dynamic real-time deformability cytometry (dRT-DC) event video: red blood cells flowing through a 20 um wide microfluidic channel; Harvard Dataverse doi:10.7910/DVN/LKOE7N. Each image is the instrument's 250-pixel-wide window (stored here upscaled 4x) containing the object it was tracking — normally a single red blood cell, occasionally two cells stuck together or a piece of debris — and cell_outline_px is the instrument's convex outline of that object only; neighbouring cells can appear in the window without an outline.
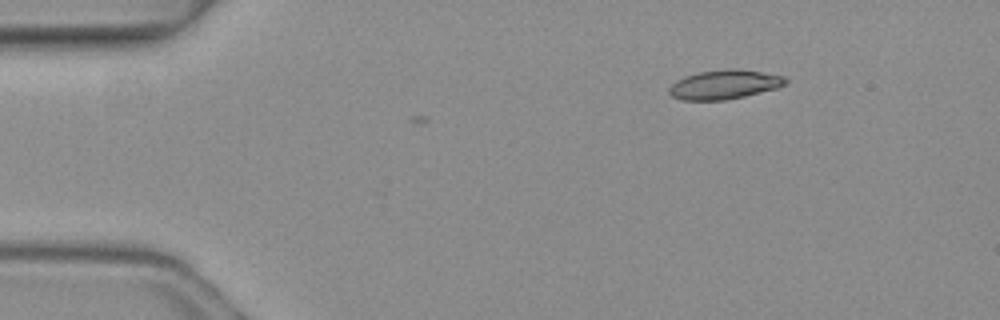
{"species": "common noctule bat (a hibernating species)", "species_latin": "Nyctalus noctula", "temperature_condition": "warm", "stored_images_in_passage": 3, "camera_frame_rate_fps": 3000, "um_per_image_px": 0.085, "animal": {"sex": "female", "body_mass_g": 19.3, "forearm_length_mm": 54.1}, "frame": {"image": 1, "passage_image": 1, "time_ms": 0.0, "image_size_px": [1000, 320], "cell_outline_px": [[788, 80], [784, 84], [776, 88], [744, 96], [724, 100], [684, 100], [672, 96], [668, 92], [668, 88], [676, 80], [684, 76], [700, 72], [728, 68], [736, 68], [784, 76]], "centroid_in_image_um": [61.54, 7.18], "position_along_channel_um": 23.5, "area_um2": 19.65}}
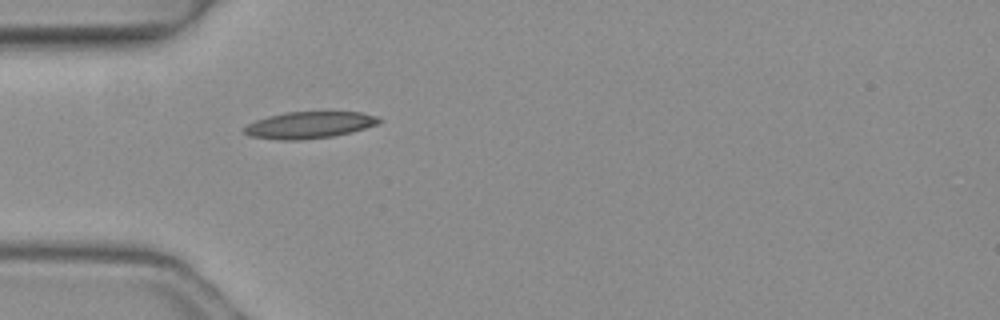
{"frame": {"image": 2, "passage_image": 3, "time_ms": 0.667, "image_size_px": [1000, 320], "cell_outline_px": [[384, 120], [380, 124], [352, 132], [332, 136], [300, 140], [280, 140], [248, 136], [244, 132], [244, 128], [248, 124], [256, 120], [268, 116], [284, 112], [360, 112], [376, 116]], "centroid_in_image_um": [26.32, 10.62], "position_along_channel_um": 58.7, "area_um2": 21.1}}